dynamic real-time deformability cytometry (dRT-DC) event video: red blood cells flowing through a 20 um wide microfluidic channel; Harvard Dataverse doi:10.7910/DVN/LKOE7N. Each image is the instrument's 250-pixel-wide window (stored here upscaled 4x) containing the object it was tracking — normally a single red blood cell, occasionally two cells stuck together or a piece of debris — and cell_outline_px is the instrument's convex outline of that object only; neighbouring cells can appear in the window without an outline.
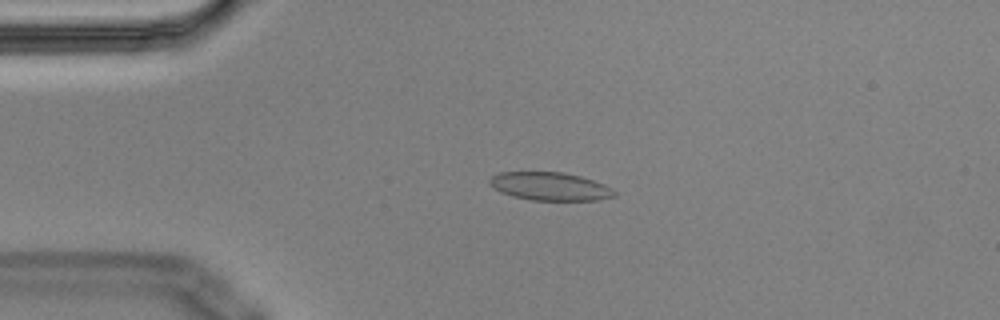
{"species": "Egyptian fruit bat (a non-hibernating species)", "species_latin": "Rousettus aegyptiacus", "temperature_condition": "cold", "stored_images_in_passage": 3, "camera_frame_rate_fps": 3000, "um_per_image_px": 0.085, "animal": {"sex": "male"}, "frame": {"image": 1, "passage_image": 2, "time_ms": 0.333, "image_size_px": [1000, 320], "cell_outline_px": [[616, 196], [596, 200], [532, 200], [512, 196], [500, 192], [488, 180], [492, 176], [500, 172], [564, 172], [580, 176], [604, 184], [612, 188], [616, 192]], "centroid_in_image_um": [46.77, 15.84], "position_along_channel_um": 38.2, "area_um2": 20.35}}